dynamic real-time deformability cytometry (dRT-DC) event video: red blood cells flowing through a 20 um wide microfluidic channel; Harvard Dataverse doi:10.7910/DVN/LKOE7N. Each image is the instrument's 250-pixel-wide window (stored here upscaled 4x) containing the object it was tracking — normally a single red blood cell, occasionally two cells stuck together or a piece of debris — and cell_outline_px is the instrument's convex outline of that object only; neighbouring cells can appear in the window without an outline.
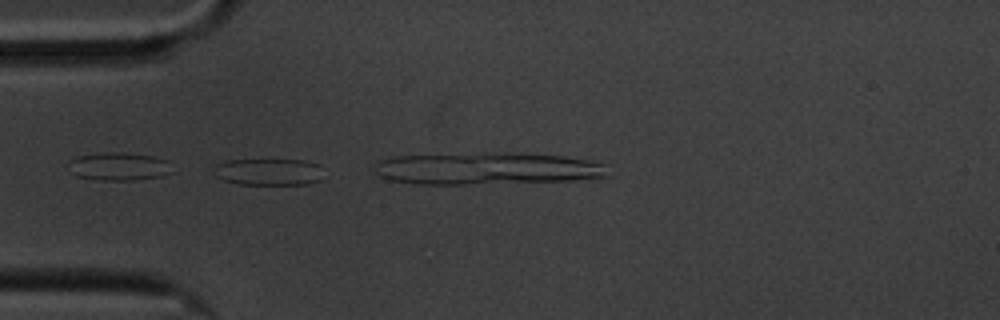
{"species": "common noctule bat (a hibernating species)", "species_latin": "Nyctalus noctula", "temperature_condition": "cold", "stored_images_in_passage": 3, "camera_frame_rate_fps": 3000, "um_per_image_px": 0.085, "animal": {"sex": "male", "body_mass_g": 20.1, "forearm_length_mm": 53.5}, "frame": {"image": 1, "passage_image": 1, "time_ms": 0.0, "image_size_px": [1000, 320], "cell_outline_px": [[320, 180], [308, 184], [236, 184], [224, 180], [216, 176], [212, 172], [212, 168], [216, 164], [224, 160], [304, 160], [320, 164]], "centroid_in_image_um": [22.77, 14.6], "position_along_channel_um": 62.2, "area_um2": 17.22}}